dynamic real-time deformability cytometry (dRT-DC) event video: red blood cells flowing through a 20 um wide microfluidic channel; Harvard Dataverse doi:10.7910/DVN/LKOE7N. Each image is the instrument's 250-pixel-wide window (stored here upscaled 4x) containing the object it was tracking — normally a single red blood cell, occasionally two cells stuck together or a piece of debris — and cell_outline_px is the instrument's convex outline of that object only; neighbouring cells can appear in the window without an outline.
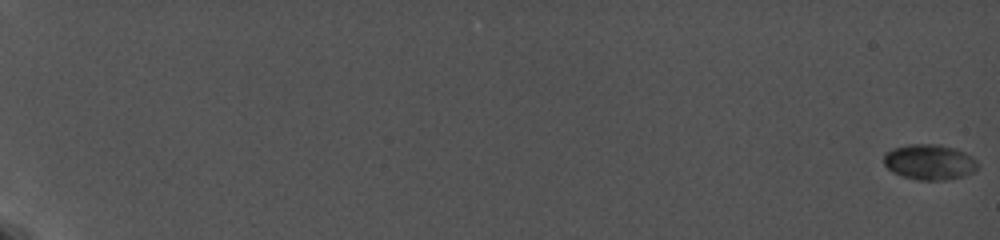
{"species": "common noctule bat (a hibernating species)", "species_latin": "Nyctalus noctula", "temperature_condition": "cold", "stored_images_in_passage": 86, "camera_frame_rate_fps": 5000, "um_per_image_px": 0.085, "animal": {"sex": "female", "body_mass_g": 19.0, "forearm_length_mm": 56.7}, "frame": {"image": 1, "passage_image": 1, "time_ms": 0.0, "image_size_px": [1000, 240], "cell_outline_px": [[976, 168], [972, 172], [964, 176], [944, 180], [920, 180], [904, 176], [892, 172], [884, 164], [884, 152], [892, 148], [908, 144], [940, 144], [956, 148], [972, 156], [976, 160]], "centroid_in_image_um": [78.98, 13.75], "position_along_channel_um": 6.0, "area_um2": 19.42}}
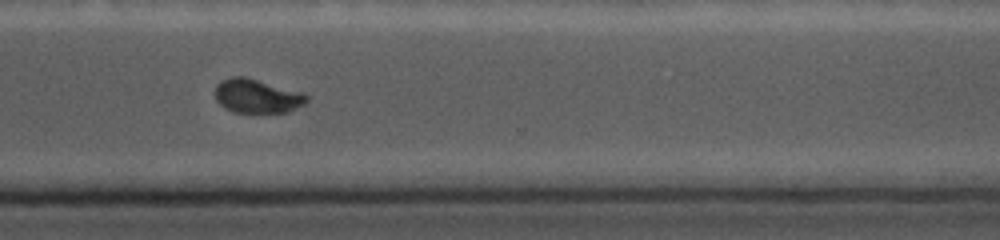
{"frame": {"image": 2, "passage_image": 80, "time_ms": 16.2, "image_size_px": [1000, 240], "cell_outline_px": [[308, 100], [304, 104], [288, 112], [236, 112], [224, 108], [216, 100], [216, 84], [232, 76], [244, 76], [304, 92], [308, 96]], "centroid_in_image_um": [21.87, 8.16], "position_along_channel_um": 348.7, "area_um2": 18.09}}
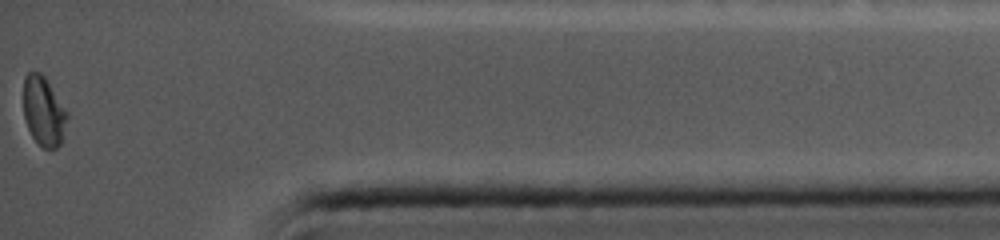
{"frame": {"image": 3, "passage_image": 86, "time_ms": 18.8, "image_size_px": [1000, 240], "cell_outline_px": [[68, 116], [60, 144], [56, 148], [44, 148], [32, 136], [28, 128], [24, 116], [24, 76], [28, 72], [40, 72], [44, 76], [68, 112]], "centroid_in_image_um": [3.7, 9.43], "position_along_channel_um": 431.5, "area_um2": 17.4}, "authors_computed_cell_mechanics": {"area_um2": 19.0162, "velocity_mm_per_s": 3.7323, "shape_relaxation_time_tau1_ms": 6.6725, "shape_relaxation_time_tau2_ms": null, "deformation_change_tau1": 0.1427, "deformation_change_tau2": null}}